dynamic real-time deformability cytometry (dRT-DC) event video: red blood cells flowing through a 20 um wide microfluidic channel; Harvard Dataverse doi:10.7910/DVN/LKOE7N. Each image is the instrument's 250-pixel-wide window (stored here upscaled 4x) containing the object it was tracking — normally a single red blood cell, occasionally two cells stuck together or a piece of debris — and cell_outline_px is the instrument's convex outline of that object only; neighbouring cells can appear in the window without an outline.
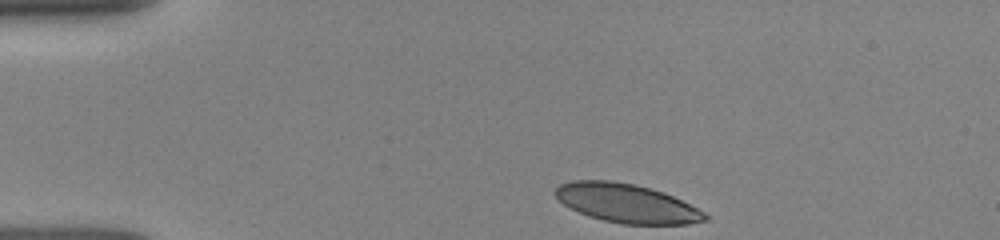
{"species": "human", "species_latin": "Homo sapiens", "temperature_condition": "room temperature", "stored_images_in_passage": 13, "camera_frame_rate_fps": 3000, "um_per_image_px": 0.085, "donor": {"sex": "female"}, "frame": {"image": 1, "passage_image": 1, "time_ms": 0.0, "image_size_px": [1000, 240], "cell_outline_px": [[708, 220], [688, 224], [624, 224], [604, 220], [588, 216], [564, 204], [552, 192], [560, 184], [572, 180], [612, 180], [632, 184], [664, 192], [704, 212], [708, 216]], "centroid_in_image_um": [53.24, 17.27], "position_along_channel_um": 31.8, "area_um2": 33.52}}
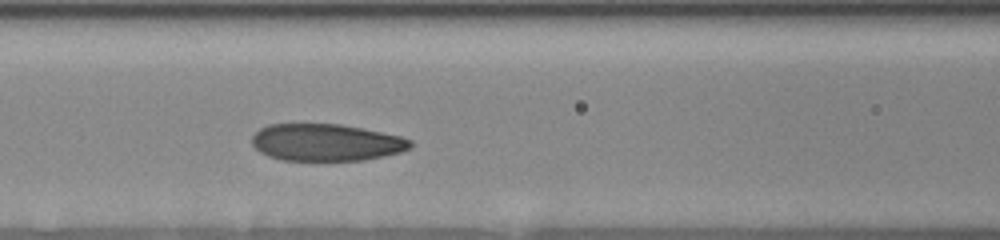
{"frame": {"image": 2, "passage_image": 10, "time_ms": 4.0, "image_size_px": [1000, 240], "cell_outline_px": [[412, 148], [400, 152], [384, 156], [364, 160], [280, 160], [268, 156], [260, 152], [252, 144], [252, 136], [260, 128], [268, 124], [340, 124], [400, 136], [412, 140]], "centroid_in_image_um": [27.71, 12.11], "position_along_channel_um": 138.9, "area_um2": 34.16}}
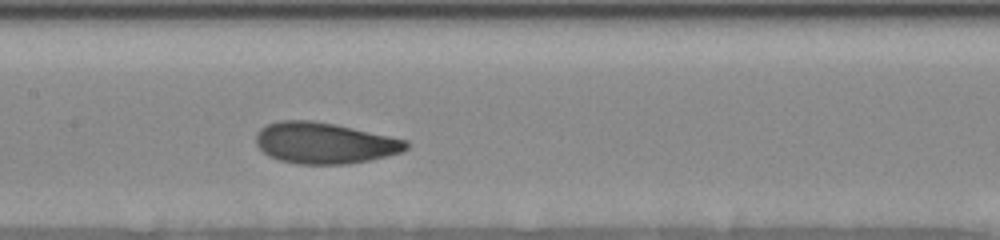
{"frame": {"image": 3, "passage_image": 13, "time_ms": 5.0, "image_size_px": [1000, 240], "cell_outline_px": [[408, 148], [400, 152], [368, 160], [348, 164], [300, 164], [280, 160], [268, 156], [256, 144], [256, 136], [260, 128], [268, 124], [280, 120], [312, 120], [336, 124], [408, 140]], "centroid_in_image_um": [27.56, 12.15], "position_along_channel_um": 179.8, "area_um2": 35.89}}